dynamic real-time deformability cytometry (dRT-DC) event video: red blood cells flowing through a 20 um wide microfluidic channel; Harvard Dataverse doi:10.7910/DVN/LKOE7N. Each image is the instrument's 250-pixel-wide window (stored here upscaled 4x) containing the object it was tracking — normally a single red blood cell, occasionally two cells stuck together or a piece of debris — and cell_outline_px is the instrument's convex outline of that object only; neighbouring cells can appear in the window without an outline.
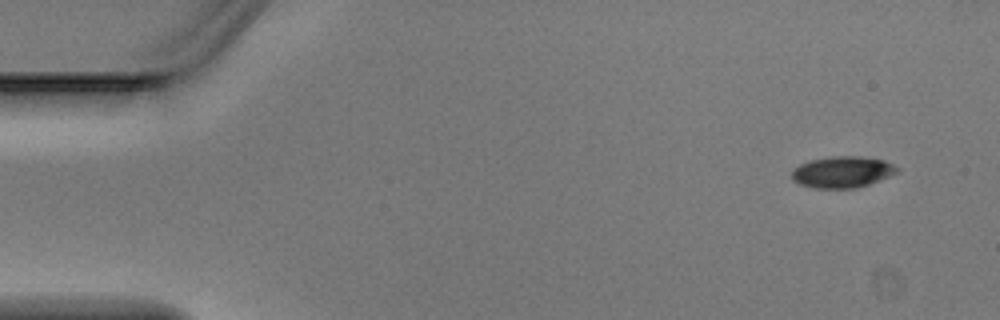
{"species": "Egyptian fruit bat (a non-hibernating species)", "species_latin": "Rousettus aegyptiacus", "temperature_condition": "warm", "stored_images_in_passage": 3, "camera_frame_rate_fps": 3000, "um_per_image_px": 0.085, "animal": {"sex": "male"}, "frame": {"image": 1, "passage_image": 1, "time_ms": 0.0, "image_size_px": [1000, 320], "cell_outline_px": [[900, 168], [896, 172], [880, 180], [856, 188], [812, 188], [800, 184], [792, 180], [792, 168], [800, 164], [812, 160], [832, 156], [860, 156], [884, 160]], "centroid_in_image_um": [71.57, 14.62], "position_along_channel_um": 13.4, "area_um2": 19.19}}